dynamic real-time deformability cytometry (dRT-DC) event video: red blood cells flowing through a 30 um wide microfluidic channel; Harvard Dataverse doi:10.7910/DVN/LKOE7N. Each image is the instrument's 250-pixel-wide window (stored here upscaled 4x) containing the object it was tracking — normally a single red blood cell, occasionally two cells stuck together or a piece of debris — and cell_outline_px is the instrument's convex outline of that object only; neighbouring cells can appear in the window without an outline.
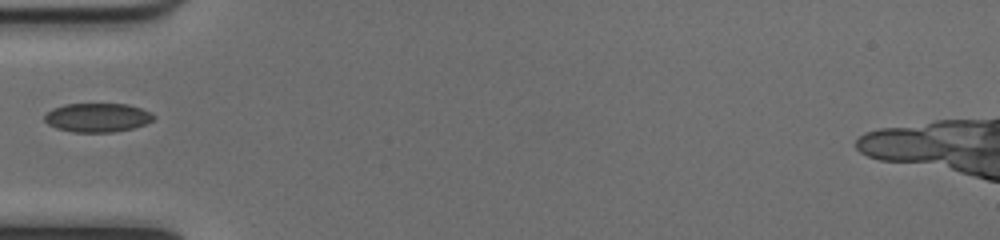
{"species": "common noctule bat (a hibernating species)", "species_latin": "Nyctalus noctula", "temperature_condition": "cold", "stored_images_in_passage": 35, "camera_frame_rate_fps": 3000, "um_per_image_px": 0.085, "animal": {"sex": "female", "body_mass_g": 17.0, "forearm_length_mm": 48.0}, "frame": {"image": 1, "passage_image": 1, "time_ms": 0.0, "image_size_px": [1000, 240], "cell_outline_px": [[156, 116], [152, 120], [144, 124], [132, 128], [112, 132], [72, 132], [56, 128], [48, 124], [44, 120], [44, 116], [52, 108], [64, 104], [128, 104], [140, 108]], "centroid_in_image_um": [8.24, 9.99], "position_along_channel_um": 76.8, "area_um2": 18.26}}
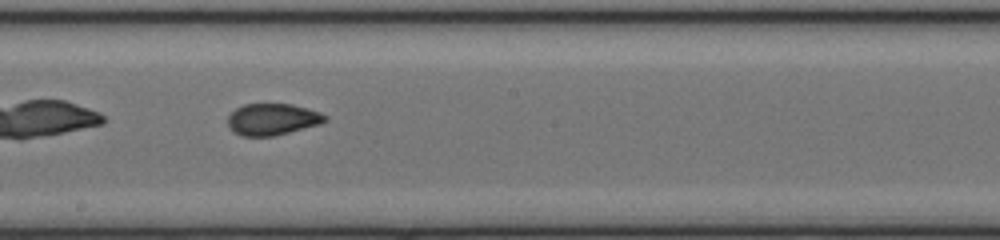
{"frame": {"image": 2, "passage_image": 12, "time_ms": 3.667, "image_size_px": [1000, 240], "cell_outline_px": [[328, 120], [320, 124], [272, 136], [240, 136], [232, 132], [228, 124], [228, 116], [236, 108], [244, 104], [292, 104], [308, 108], [320, 112], [328, 116]], "centroid_in_image_um": [23.15, 10.14], "position_along_channel_um": 225.0, "area_um2": 17.98}}
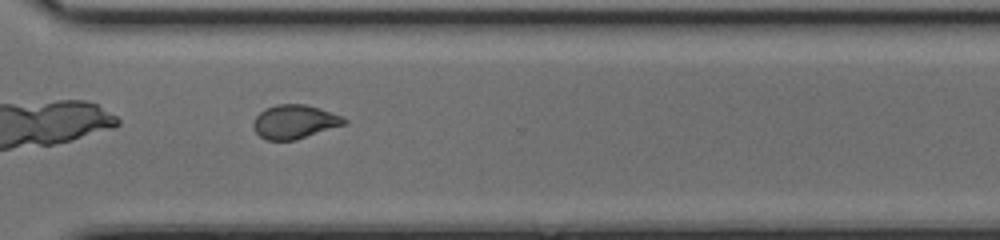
{"frame": {"image": 3, "passage_image": 21, "time_ms": 6.667, "image_size_px": [1000, 240], "cell_outline_px": [[348, 124], [296, 140], [268, 140], [260, 136], [256, 132], [252, 124], [256, 116], [264, 108], [276, 104], [304, 104], [320, 108], [344, 116], [348, 120]], "centroid_in_image_um": [25.09, 10.34], "position_along_channel_um": 345.5, "area_um2": 18.21}}